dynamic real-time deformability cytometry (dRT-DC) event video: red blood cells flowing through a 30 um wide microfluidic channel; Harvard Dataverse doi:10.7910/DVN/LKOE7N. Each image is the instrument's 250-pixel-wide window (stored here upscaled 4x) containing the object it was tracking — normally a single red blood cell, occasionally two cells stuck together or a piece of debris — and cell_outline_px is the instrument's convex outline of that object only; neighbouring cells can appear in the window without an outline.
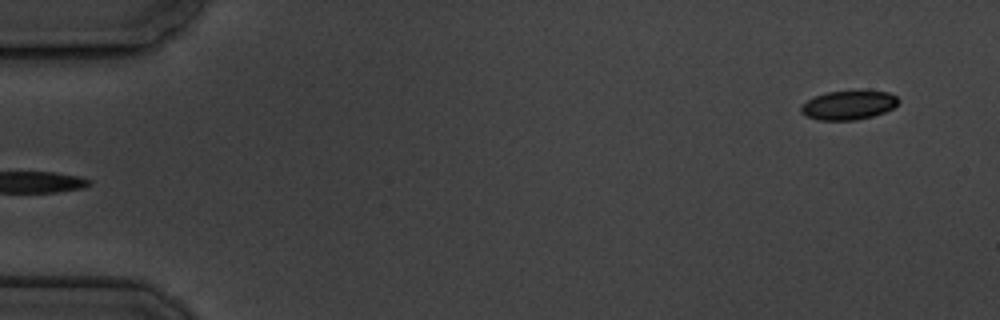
{"species": "common noctule bat (a hibernating species)", "species_latin": "Nyctalus noctula", "temperature_condition": "cold", "stored_images_in_passage": 5, "segment_of_instrument_passage": [2, 2], "camera_frame_rate_fps": 3000, "um_per_image_px": 0.085, "animal": {"sex": "male", "body_mass_g": 19.5, "forearm_length_mm": 54.6}, "frame": {"image": 1, "passage_image": 5, "time_ms": 5.333, "image_size_px": [1000, 320], "cell_outline_px": [[900, 100], [892, 108], [884, 112], [872, 116], [856, 120], [820, 120], [804, 116], [800, 112], [800, 108], [808, 100], [816, 96], [828, 92], [856, 88], [860, 88], [888, 92], [896, 96]], "centroid_in_image_um": [72.14, 8.89], "position_along_channel_um": 12.9, "area_um2": 16.99}}